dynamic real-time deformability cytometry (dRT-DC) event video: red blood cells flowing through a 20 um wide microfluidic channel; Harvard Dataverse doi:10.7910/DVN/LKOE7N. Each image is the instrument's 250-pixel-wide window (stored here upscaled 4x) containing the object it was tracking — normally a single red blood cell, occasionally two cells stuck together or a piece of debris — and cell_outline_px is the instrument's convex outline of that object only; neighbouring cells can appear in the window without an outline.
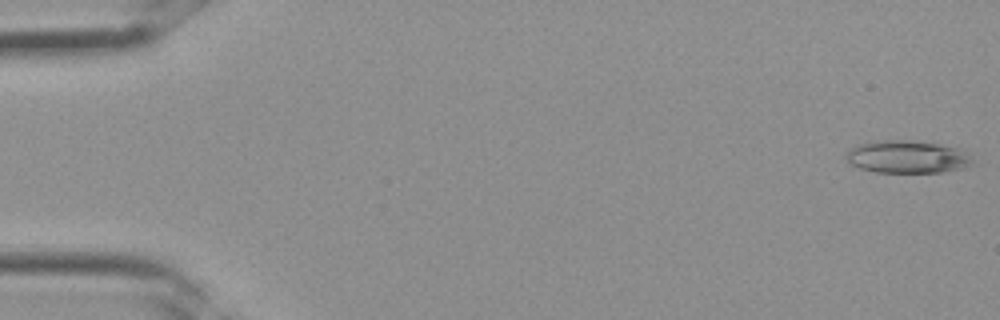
{"species": "Egyptian fruit bat (a non-hibernating species)", "species_latin": "Rousettus aegyptiacus", "temperature_condition": "room temperature", "stored_images_in_passage": 3, "camera_frame_rate_fps": 3000, "um_per_image_px": 0.085, "frame": {"image": 1, "passage_image": 1, "time_ms": 0.0, "image_size_px": [1000, 320], "cell_outline_px": [[972, 164], [968, 168], [944, 172], [876, 172], [860, 168], [852, 164], [844, 156], [856, 144], [872, 140], [912, 140], [940, 144], [956, 148], [968, 152], [972, 160]], "centroid_in_image_um": [77.14, 13.32], "position_along_channel_um": 7.9, "area_um2": 24.28}}